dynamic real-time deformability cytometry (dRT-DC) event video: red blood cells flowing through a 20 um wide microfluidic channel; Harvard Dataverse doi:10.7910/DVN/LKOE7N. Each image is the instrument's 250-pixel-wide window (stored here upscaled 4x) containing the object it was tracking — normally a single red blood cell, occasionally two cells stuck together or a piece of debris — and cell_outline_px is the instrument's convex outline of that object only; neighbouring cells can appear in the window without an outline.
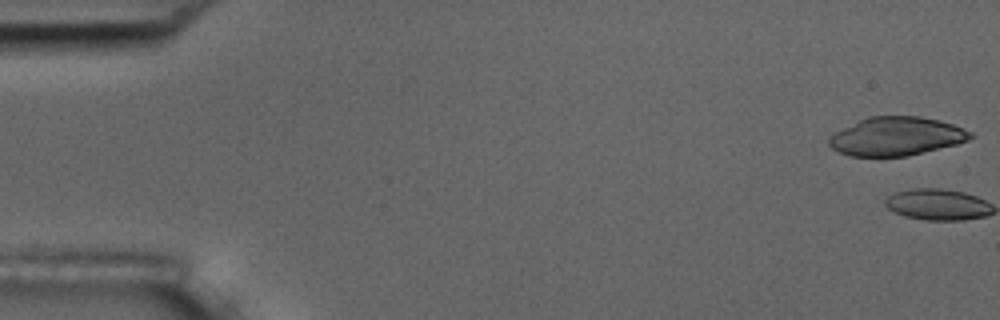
{"species": "common noctule bat (a hibernating species)", "species_latin": "Nyctalus noctula", "temperature_condition": "room temperature", "stored_images_in_passage": 6, "camera_frame_rate_fps": 3000, "um_per_image_px": 0.085, "animal": {"sex": "male", "body_mass_g": 17.5, "forearm_length_mm": 52.3}, "frame": {"image": 1, "passage_image": 1, "time_ms": 0.0, "image_size_px": [1000, 320], "cell_outline_px": [[972, 136], [968, 140], [956, 144], [908, 156], [848, 156], [832, 148], [828, 144], [828, 140], [836, 132], [868, 116], [920, 116], [940, 120], [952, 124], [972, 132]], "centroid_in_image_um": [76.2, 11.59], "position_along_channel_um": 8.8, "area_um2": 31.5}}
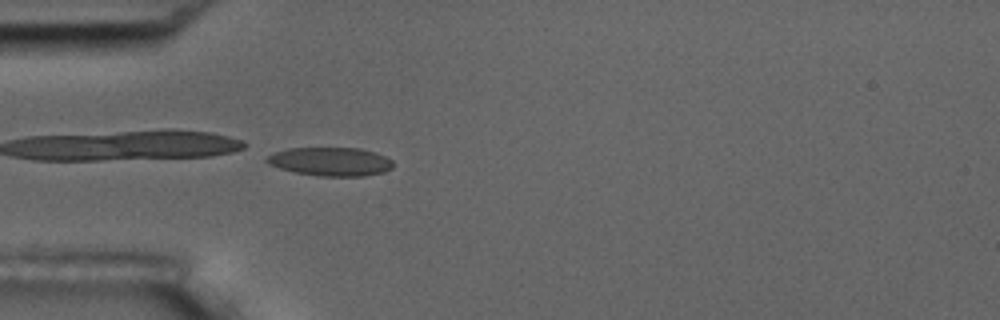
{"frame": {"image": 2, "passage_image": 6, "time_ms": 1.667, "image_size_px": [1000, 320], "cell_outline_px": [[392, 168], [384, 172], [364, 176], [320, 176], [296, 172], [280, 168], [268, 164], [264, 160], [268, 156], [276, 152], [288, 148], [360, 148], [376, 152], [392, 160]], "centroid_in_image_um": [28.11, 13.73], "position_along_channel_um": 56.9, "area_um2": 20.98}}